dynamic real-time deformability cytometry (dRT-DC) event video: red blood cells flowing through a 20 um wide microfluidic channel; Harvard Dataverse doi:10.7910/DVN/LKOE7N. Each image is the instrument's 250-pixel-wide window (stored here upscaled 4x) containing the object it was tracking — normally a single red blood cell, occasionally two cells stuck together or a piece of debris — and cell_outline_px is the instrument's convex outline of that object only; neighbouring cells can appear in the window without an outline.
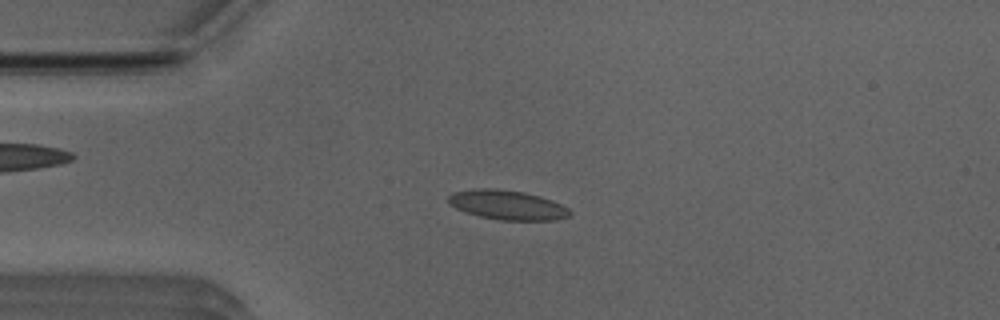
{"species": "Egyptian fruit bat (a non-hibernating species)", "species_latin": "Rousettus aegyptiacus", "temperature_condition": "room temperature", "stored_images_in_passage": 52, "camera_frame_rate_fps": 3000, "um_per_image_px": 0.085, "animal": {"sex": "male"}, "frame": {"image": 1, "passage_image": 12, "time_ms": 3.667, "image_size_px": [1000, 320], "cell_outline_px": [[572, 212], [568, 216], [556, 220], [500, 220], [480, 216], [464, 212], [448, 204], [448, 196], [452, 192], [476, 188], [496, 188], [524, 192], [540, 196], [552, 200], [568, 208]], "centroid_in_image_um": [43.09, 17.41], "position_along_channel_um": 41.9, "area_um2": 20.98}}
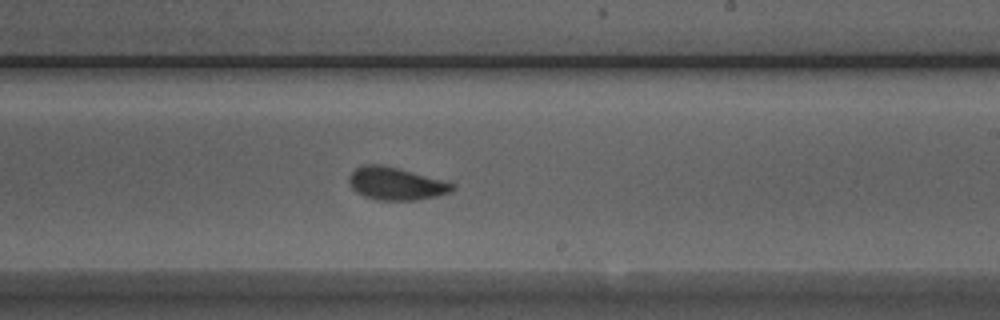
{"frame": {"image": 2, "passage_image": 30, "time_ms": 9.667, "image_size_px": [1000, 320], "cell_outline_px": [[456, 188], [452, 192], [420, 200], [376, 200], [364, 196], [356, 192], [352, 188], [348, 180], [348, 176], [356, 168], [364, 164], [384, 164], [400, 168], [444, 180], [456, 184]], "centroid_in_image_um": [33.68, 15.6], "position_along_channel_um": 255.3, "area_um2": 20.06}}
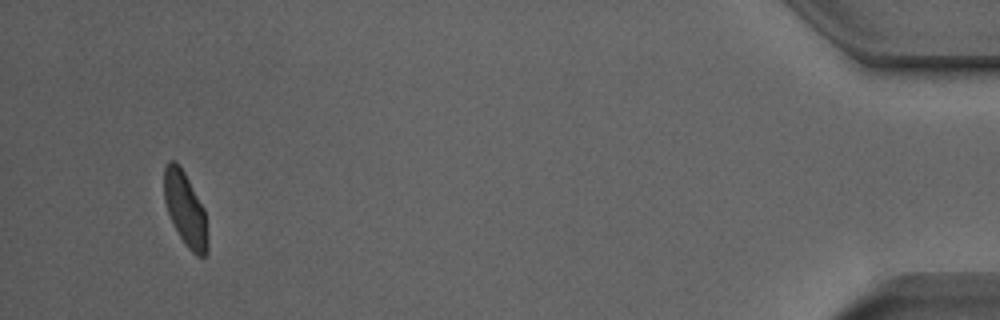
{"frame": {"image": 3, "passage_image": 49, "time_ms": 16.0, "image_size_px": [1000, 320], "cell_outline_px": [[208, 252], [204, 256], [196, 256], [184, 244], [168, 212], [164, 200], [164, 168], [168, 160], [176, 160], [180, 164], [204, 208], [208, 240]], "centroid_in_image_um": [15.75, 17.75], "position_along_channel_um": 419.4, "area_um2": 18.73}, "authors_computed_cell_mechanics": {"area_um2": 19.6809, "velocity_mm_per_s": 3.9007, "shape_relaxation_time_tau1_ms": 4.2412, "shape_relaxation_time_tau2_ms": 1.0429, "deformation_change_tau1": 0.1161, "deformation_change_tau2": 0.066}}